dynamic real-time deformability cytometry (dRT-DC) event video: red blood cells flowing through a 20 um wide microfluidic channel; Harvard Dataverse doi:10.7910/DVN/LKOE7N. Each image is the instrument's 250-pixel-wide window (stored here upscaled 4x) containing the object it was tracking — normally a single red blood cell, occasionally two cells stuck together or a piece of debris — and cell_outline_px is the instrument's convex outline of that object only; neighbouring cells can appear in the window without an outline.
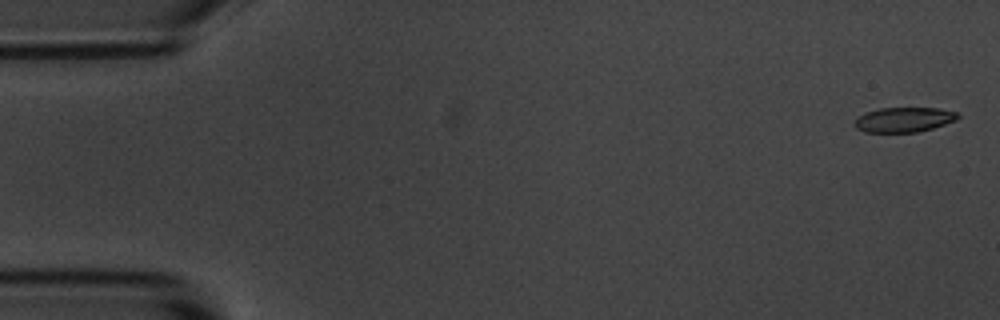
{"species": "common noctule bat (a hibernating species)", "species_latin": "Nyctalus noctula", "temperature_condition": "room temperature", "stored_images_in_passage": 6, "segment_of_instrument_passage": [1, 2], "camera_frame_rate_fps": 3000, "um_per_image_px": 0.085, "animal": {"sex": "male", "body_mass_g": 20.1, "forearm_length_mm": 53.5}, "frame": {"image": 1, "passage_image": 1, "time_ms": 0.0, "image_size_px": [1000, 320], "cell_outline_px": [[960, 116], [956, 120], [932, 128], [916, 132], [864, 132], [856, 128], [852, 124], [864, 112], [880, 108], [940, 108], [956, 112]], "centroid_in_image_um": [76.81, 10.17], "position_along_channel_um": 8.2, "area_um2": 14.91}}
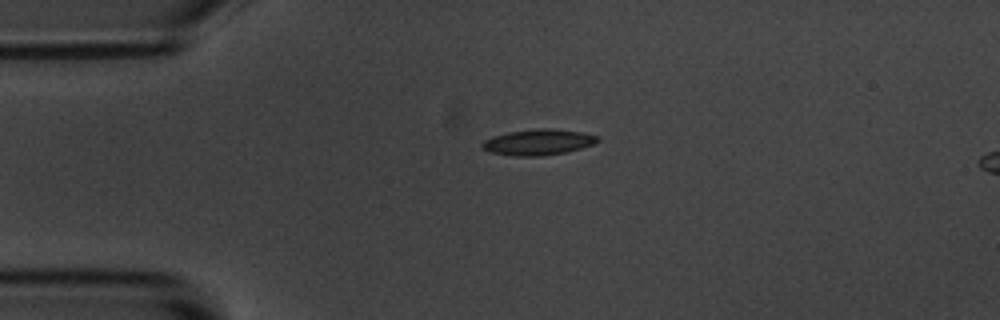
{"frame": {"image": 2, "passage_image": 4, "time_ms": 3.667, "image_size_px": [1000, 320], "cell_outline_px": [[600, 140], [592, 144], [580, 148], [564, 152], [544, 156], [512, 156], [488, 152], [480, 144], [484, 140], [492, 136], [508, 132], [540, 128], [548, 128], [580, 132], [596, 136]], "centroid_in_image_um": [45.68, 12.09], "position_along_channel_um": 39.3, "area_um2": 17.22}}